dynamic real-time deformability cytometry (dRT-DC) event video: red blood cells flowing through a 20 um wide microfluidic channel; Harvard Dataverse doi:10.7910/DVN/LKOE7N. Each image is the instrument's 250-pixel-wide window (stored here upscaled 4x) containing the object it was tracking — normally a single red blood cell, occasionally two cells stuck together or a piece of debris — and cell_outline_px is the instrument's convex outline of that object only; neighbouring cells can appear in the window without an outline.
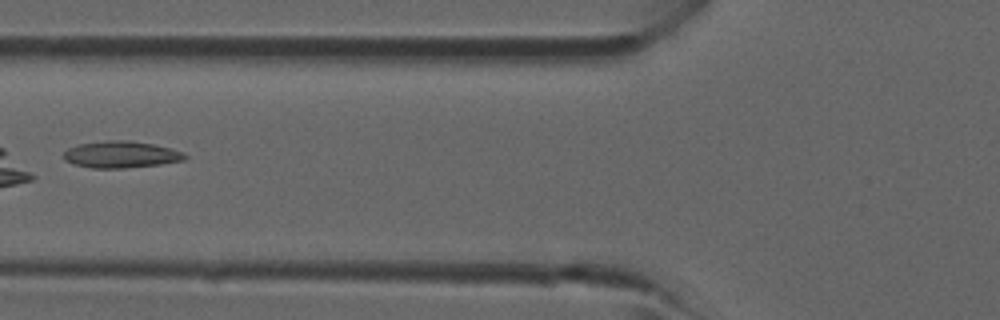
{"species": "common noctule bat (a hibernating species)", "species_latin": "Nyctalus noctula", "temperature_condition": "room temperature", "stored_images_in_passage": 4, "camera_frame_rate_fps": 3000, "um_per_image_px": 0.085, "animal": {"sex": "male", "forearm_length_mm": 52.5}, "frame": {"image": 1, "passage_image": 4, "time_ms": 4.333, "image_size_px": [1000, 320], "cell_outline_px": [[188, 156], [184, 160], [160, 164], [124, 168], [92, 168], [76, 164], [64, 160], [64, 152], [68, 148], [80, 144], [104, 140], [128, 140], [152, 144], [184, 152]], "centroid_in_image_um": [10.29, 13.13], "position_along_channel_um": 115.5, "area_um2": 18.73}}